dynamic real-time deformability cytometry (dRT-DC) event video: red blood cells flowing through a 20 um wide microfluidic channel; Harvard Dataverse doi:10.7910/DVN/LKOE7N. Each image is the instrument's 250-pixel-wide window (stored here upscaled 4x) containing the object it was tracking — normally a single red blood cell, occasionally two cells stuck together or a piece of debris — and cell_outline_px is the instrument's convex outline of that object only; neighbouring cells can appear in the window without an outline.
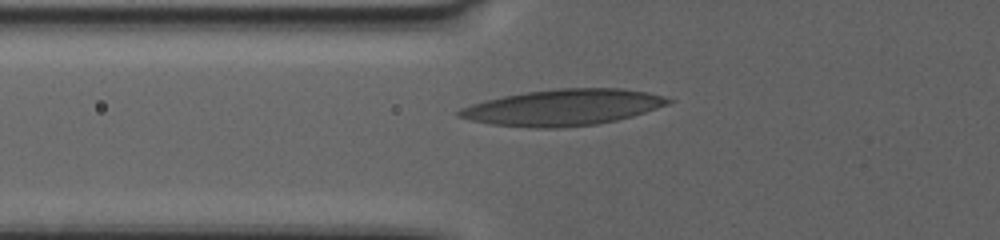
{"species": "human", "species_latin": "Homo sapiens", "temperature_condition": "warm", "stored_images_in_passage": 34, "camera_frame_rate_fps": 3000, "um_per_image_px": 0.085, "donor": {"sex": "female"}, "frame": {"image": 1, "passage_image": 2, "time_ms": 0.333, "image_size_px": [1000, 240], "cell_outline_px": [[672, 100], [668, 104], [632, 116], [616, 120], [596, 124], [560, 128], [536, 128], [492, 124], [472, 120], [456, 116], [456, 112], [460, 108], [472, 104], [504, 96], [528, 92], [560, 88], [616, 88], [644, 92], [660, 96]], "centroid_in_image_um": [47.81, 9.14], "position_along_channel_um": 78.0, "area_um2": 43.35}}
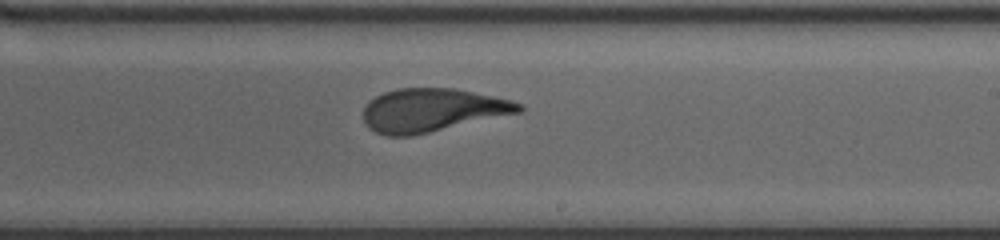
{"frame": {"image": 2, "passage_image": 18, "time_ms": 5.667, "image_size_px": [1000, 240], "cell_outline_px": [[524, 108], [520, 112], [412, 136], [388, 136], [376, 132], [368, 128], [364, 120], [364, 108], [376, 96], [384, 92], [396, 88], [452, 88], [472, 92], [508, 100], [520, 104]], "centroid_in_image_um": [36.68, 9.37], "position_along_channel_um": 252.3, "area_um2": 38.67}}
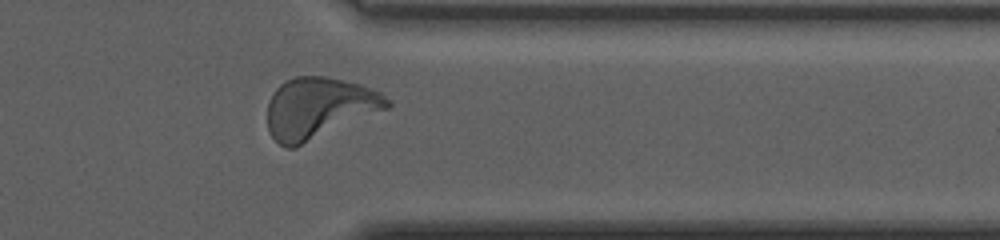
{"frame": {"image": 3, "passage_image": 30, "time_ms": 9.667, "image_size_px": [1000, 240], "cell_outline_px": [[392, 104], [388, 108], [296, 148], [284, 148], [272, 136], [268, 128], [268, 100], [276, 88], [280, 84], [296, 76], [324, 76], [344, 80], [380, 92]], "centroid_in_image_um": [27.08, 9.2], "position_along_channel_um": 384.3, "area_um2": 42.43}, "authors_computed_cell_mechanics": {"area_um2": 39.6508, "velocity_mm_per_s": 3.3234, "shape_relaxation_time_tau1_ms": 4.3313, "shape_relaxation_time_tau2_ms": 1.0845, "deformation_change_tau1": 0.1946, "deformation_change_tau2": 0.0866}}